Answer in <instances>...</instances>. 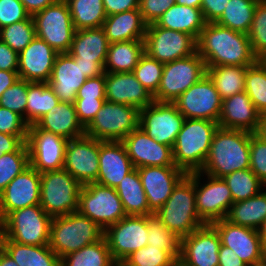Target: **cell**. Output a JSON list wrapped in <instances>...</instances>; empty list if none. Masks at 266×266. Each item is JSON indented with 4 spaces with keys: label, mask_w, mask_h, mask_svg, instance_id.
I'll return each mask as SVG.
<instances>
[{
    "label": "cell",
    "mask_w": 266,
    "mask_h": 266,
    "mask_svg": "<svg viewBox=\"0 0 266 266\" xmlns=\"http://www.w3.org/2000/svg\"><path fill=\"white\" fill-rule=\"evenodd\" d=\"M196 43L197 53L205 61L206 67H248L257 61L247 34L217 23H206Z\"/></svg>",
    "instance_id": "6da1fadb"
},
{
    "label": "cell",
    "mask_w": 266,
    "mask_h": 266,
    "mask_svg": "<svg viewBox=\"0 0 266 266\" xmlns=\"http://www.w3.org/2000/svg\"><path fill=\"white\" fill-rule=\"evenodd\" d=\"M250 168V132L218 127L201 174L216 178Z\"/></svg>",
    "instance_id": "7a4b0ae2"
},
{
    "label": "cell",
    "mask_w": 266,
    "mask_h": 266,
    "mask_svg": "<svg viewBox=\"0 0 266 266\" xmlns=\"http://www.w3.org/2000/svg\"><path fill=\"white\" fill-rule=\"evenodd\" d=\"M219 124L206 119H186L172 148L175 166L186 174L201 171Z\"/></svg>",
    "instance_id": "3957f363"
},
{
    "label": "cell",
    "mask_w": 266,
    "mask_h": 266,
    "mask_svg": "<svg viewBox=\"0 0 266 266\" xmlns=\"http://www.w3.org/2000/svg\"><path fill=\"white\" fill-rule=\"evenodd\" d=\"M195 192V183L186 174L173 188L165 204L154 213L180 239L205 225L196 211Z\"/></svg>",
    "instance_id": "277c9868"
},
{
    "label": "cell",
    "mask_w": 266,
    "mask_h": 266,
    "mask_svg": "<svg viewBox=\"0 0 266 266\" xmlns=\"http://www.w3.org/2000/svg\"><path fill=\"white\" fill-rule=\"evenodd\" d=\"M103 236L104 230L94 221L79 212H73L52 219L49 246L62 259L98 242Z\"/></svg>",
    "instance_id": "5b68a950"
},
{
    "label": "cell",
    "mask_w": 266,
    "mask_h": 266,
    "mask_svg": "<svg viewBox=\"0 0 266 266\" xmlns=\"http://www.w3.org/2000/svg\"><path fill=\"white\" fill-rule=\"evenodd\" d=\"M52 219L40 204L14 210L1 221V237L25 245H49Z\"/></svg>",
    "instance_id": "8992f818"
},
{
    "label": "cell",
    "mask_w": 266,
    "mask_h": 266,
    "mask_svg": "<svg viewBox=\"0 0 266 266\" xmlns=\"http://www.w3.org/2000/svg\"><path fill=\"white\" fill-rule=\"evenodd\" d=\"M82 185L65 169L41 173L40 206L52 218L79 209Z\"/></svg>",
    "instance_id": "52a82bcc"
},
{
    "label": "cell",
    "mask_w": 266,
    "mask_h": 266,
    "mask_svg": "<svg viewBox=\"0 0 266 266\" xmlns=\"http://www.w3.org/2000/svg\"><path fill=\"white\" fill-rule=\"evenodd\" d=\"M207 74L205 61L197 51L185 58L164 63L162 78L154 101L174 103L193 84Z\"/></svg>",
    "instance_id": "ba28073f"
},
{
    "label": "cell",
    "mask_w": 266,
    "mask_h": 266,
    "mask_svg": "<svg viewBox=\"0 0 266 266\" xmlns=\"http://www.w3.org/2000/svg\"><path fill=\"white\" fill-rule=\"evenodd\" d=\"M139 112L135 106L105 101L85 135L99 141H122L139 127Z\"/></svg>",
    "instance_id": "9c48e42d"
},
{
    "label": "cell",
    "mask_w": 266,
    "mask_h": 266,
    "mask_svg": "<svg viewBox=\"0 0 266 266\" xmlns=\"http://www.w3.org/2000/svg\"><path fill=\"white\" fill-rule=\"evenodd\" d=\"M78 212L103 230L127 216L116 189L96 182L82 186Z\"/></svg>",
    "instance_id": "30bf717a"
},
{
    "label": "cell",
    "mask_w": 266,
    "mask_h": 266,
    "mask_svg": "<svg viewBox=\"0 0 266 266\" xmlns=\"http://www.w3.org/2000/svg\"><path fill=\"white\" fill-rule=\"evenodd\" d=\"M36 36L44 40L58 53H68L75 28L68 4L58 0L33 16Z\"/></svg>",
    "instance_id": "8fae6325"
},
{
    "label": "cell",
    "mask_w": 266,
    "mask_h": 266,
    "mask_svg": "<svg viewBox=\"0 0 266 266\" xmlns=\"http://www.w3.org/2000/svg\"><path fill=\"white\" fill-rule=\"evenodd\" d=\"M144 51L151 58L168 63L194 54L197 43L189 34L152 23L146 27Z\"/></svg>",
    "instance_id": "7c38bea8"
},
{
    "label": "cell",
    "mask_w": 266,
    "mask_h": 266,
    "mask_svg": "<svg viewBox=\"0 0 266 266\" xmlns=\"http://www.w3.org/2000/svg\"><path fill=\"white\" fill-rule=\"evenodd\" d=\"M185 117L174 103L153 101L140 109L139 127L160 144L173 148Z\"/></svg>",
    "instance_id": "4fadbf2b"
},
{
    "label": "cell",
    "mask_w": 266,
    "mask_h": 266,
    "mask_svg": "<svg viewBox=\"0 0 266 266\" xmlns=\"http://www.w3.org/2000/svg\"><path fill=\"white\" fill-rule=\"evenodd\" d=\"M187 175L195 183L196 211L200 219L205 224L224 219L233 204L232 193L224 179L205 174L209 181H206L205 185H200V171Z\"/></svg>",
    "instance_id": "5bb4252c"
},
{
    "label": "cell",
    "mask_w": 266,
    "mask_h": 266,
    "mask_svg": "<svg viewBox=\"0 0 266 266\" xmlns=\"http://www.w3.org/2000/svg\"><path fill=\"white\" fill-rule=\"evenodd\" d=\"M67 142L65 137L40 129L36 124L29 125L26 145L30 166L39 173L63 169Z\"/></svg>",
    "instance_id": "9a60e30c"
},
{
    "label": "cell",
    "mask_w": 266,
    "mask_h": 266,
    "mask_svg": "<svg viewBox=\"0 0 266 266\" xmlns=\"http://www.w3.org/2000/svg\"><path fill=\"white\" fill-rule=\"evenodd\" d=\"M186 119H206L218 123L222 100L212 79L206 74L174 102Z\"/></svg>",
    "instance_id": "2e32d148"
},
{
    "label": "cell",
    "mask_w": 266,
    "mask_h": 266,
    "mask_svg": "<svg viewBox=\"0 0 266 266\" xmlns=\"http://www.w3.org/2000/svg\"><path fill=\"white\" fill-rule=\"evenodd\" d=\"M147 216L127 215L104 230V238L114 261L125 259L147 245Z\"/></svg>",
    "instance_id": "e0dca14e"
},
{
    "label": "cell",
    "mask_w": 266,
    "mask_h": 266,
    "mask_svg": "<svg viewBox=\"0 0 266 266\" xmlns=\"http://www.w3.org/2000/svg\"><path fill=\"white\" fill-rule=\"evenodd\" d=\"M221 239L212 224H205L181 239L178 266H218Z\"/></svg>",
    "instance_id": "ac0fdd59"
},
{
    "label": "cell",
    "mask_w": 266,
    "mask_h": 266,
    "mask_svg": "<svg viewBox=\"0 0 266 266\" xmlns=\"http://www.w3.org/2000/svg\"><path fill=\"white\" fill-rule=\"evenodd\" d=\"M63 169L82 186L95 183L99 173V140L86 135L68 140Z\"/></svg>",
    "instance_id": "d6986e66"
},
{
    "label": "cell",
    "mask_w": 266,
    "mask_h": 266,
    "mask_svg": "<svg viewBox=\"0 0 266 266\" xmlns=\"http://www.w3.org/2000/svg\"><path fill=\"white\" fill-rule=\"evenodd\" d=\"M41 173L29 166L0 193V221L10 212L40 204Z\"/></svg>",
    "instance_id": "ffe728a7"
},
{
    "label": "cell",
    "mask_w": 266,
    "mask_h": 266,
    "mask_svg": "<svg viewBox=\"0 0 266 266\" xmlns=\"http://www.w3.org/2000/svg\"><path fill=\"white\" fill-rule=\"evenodd\" d=\"M212 225L219 233L221 244L231 248L246 264L264 258V246L259 230L233 224L225 218L213 222Z\"/></svg>",
    "instance_id": "44dd1931"
},
{
    "label": "cell",
    "mask_w": 266,
    "mask_h": 266,
    "mask_svg": "<svg viewBox=\"0 0 266 266\" xmlns=\"http://www.w3.org/2000/svg\"><path fill=\"white\" fill-rule=\"evenodd\" d=\"M147 197L149 210L154 214L170 197L173 188L186 175L176 166H146L137 168Z\"/></svg>",
    "instance_id": "7402d4cb"
},
{
    "label": "cell",
    "mask_w": 266,
    "mask_h": 266,
    "mask_svg": "<svg viewBox=\"0 0 266 266\" xmlns=\"http://www.w3.org/2000/svg\"><path fill=\"white\" fill-rule=\"evenodd\" d=\"M134 168L146 166H175L172 147L148 136L140 127L121 141Z\"/></svg>",
    "instance_id": "603a6c76"
},
{
    "label": "cell",
    "mask_w": 266,
    "mask_h": 266,
    "mask_svg": "<svg viewBox=\"0 0 266 266\" xmlns=\"http://www.w3.org/2000/svg\"><path fill=\"white\" fill-rule=\"evenodd\" d=\"M58 52L44 40L35 36L19 53L18 74L20 79L29 82L48 83Z\"/></svg>",
    "instance_id": "cb8c5ba5"
},
{
    "label": "cell",
    "mask_w": 266,
    "mask_h": 266,
    "mask_svg": "<svg viewBox=\"0 0 266 266\" xmlns=\"http://www.w3.org/2000/svg\"><path fill=\"white\" fill-rule=\"evenodd\" d=\"M105 84L108 102L135 106L140 110L154 101L133 72L105 73Z\"/></svg>",
    "instance_id": "d4e9b609"
},
{
    "label": "cell",
    "mask_w": 266,
    "mask_h": 266,
    "mask_svg": "<svg viewBox=\"0 0 266 266\" xmlns=\"http://www.w3.org/2000/svg\"><path fill=\"white\" fill-rule=\"evenodd\" d=\"M133 169L121 141H99V173L96 183L116 188Z\"/></svg>",
    "instance_id": "484cf974"
},
{
    "label": "cell",
    "mask_w": 266,
    "mask_h": 266,
    "mask_svg": "<svg viewBox=\"0 0 266 266\" xmlns=\"http://www.w3.org/2000/svg\"><path fill=\"white\" fill-rule=\"evenodd\" d=\"M86 80L82 68L69 53L57 54L48 84L60 102L74 103L77 91Z\"/></svg>",
    "instance_id": "4316f807"
},
{
    "label": "cell",
    "mask_w": 266,
    "mask_h": 266,
    "mask_svg": "<svg viewBox=\"0 0 266 266\" xmlns=\"http://www.w3.org/2000/svg\"><path fill=\"white\" fill-rule=\"evenodd\" d=\"M261 114L245 91L222 100L219 127L256 133Z\"/></svg>",
    "instance_id": "83f0119b"
},
{
    "label": "cell",
    "mask_w": 266,
    "mask_h": 266,
    "mask_svg": "<svg viewBox=\"0 0 266 266\" xmlns=\"http://www.w3.org/2000/svg\"><path fill=\"white\" fill-rule=\"evenodd\" d=\"M109 41L102 27L75 30L69 54L75 62L105 64Z\"/></svg>",
    "instance_id": "f1b7e54d"
},
{
    "label": "cell",
    "mask_w": 266,
    "mask_h": 266,
    "mask_svg": "<svg viewBox=\"0 0 266 266\" xmlns=\"http://www.w3.org/2000/svg\"><path fill=\"white\" fill-rule=\"evenodd\" d=\"M36 125L45 131L66 139H76L85 135V128L79 122L74 103L60 102L45 114Z\"/></svg>",
    "instance_id": "f546056e"
},
{
    "label": "cell",
    "mask_w": 266,
    "mask_h": 266,
    "mask_svg": "<svg viewBox=\"0 0 266 266\" xmlns=\"http://www.w3.org/2000/svg\"><path fill=\"white\" fill-rule=\"evenodd\" d=\"M146 27L139 9L109 15L102 25L109 43L144 40Z\"/></svg>",
    "instance_id": "4dcf8cb0"
},
{
    "label": "cell",
    "mask_w": 266,
    "mask_h": 266,
    "mask_svg": "<svg viewBox=\"0 0 266 266\" xmlns=\"http://www.w3.org/2000/svg\"><path fill=\"white\" fill-rule=\"evenodd\" d=\"M155 24L189 34L197 41L206 21L200 8L175 3L157 19Z\"/></svg>",
    "instance_id": "1f68e13d"
},
{
    "label": "cell",
    "mask_w": 266,
    "mask_h": 266,
    "mask_svg": "<svg viewBox=\"0 0 266 266\" xmlns=\"http://www.w3.org/2000/svg\"><path fill=\"white\" fill-rule=\"evenodd\" d=\"M0 246L18 266H61V259L49 245H25L0 237Z\"/></svg>",
    "instance_id": "d6a6232c"
},
{
    "label": "cell",
    "mask_w": 266,
    "mask_h": 266,
    "mask_svg": "<svg viewBox=\"0 0 266 266\" xmlns=\"http://www.w3.org/2000/svg\"><path fill=\"white\" fill-rule=\"evenodd\" d=\"M144 53V40L110 43L104 64V72H133Z\"/></svg>",
    "instance_id": "836d02e7"
},
{
    "label": "cell",
    "mask_w": 266,
    "mask_h": 266,
    "mask_svg": "<svg viewBox=\"0 0 266 266\" xmlns=\"http://www.w3.org/2000/svg\"><path fill=\"white\" fill-rule=\"evenodd\" d=\"M233 203L225 217L233 224L259 230L266 219V191Z\"/></svg>",
    "instance_id": "e575fe53"
},
{
    "label": "cell",
    "mask_w": 266,
    "mask_h": 266,
    "mask_svg": "<svg viewBox=\"0 0 266 266\" xmlns=\"http://www.w3.org/2000/svg\"><path fill=\"white\" fill-rule=\"evenodd\" d=\"M115 189L127 215H153L149 210L147 197L137 168L128 173Z\"/></svg>",
    "instance_id": "d590c367"
},
{
    "label": "cell",
    "mask_w": 266,
    "mask_h": 266,
    "mask_svg": "<svg viewBox=\"0 0 266 266\" xmlns=\"http://www.w3.org/2000/svg\"><path fill=\"white\" fill-rule=\"evenodd\" d=\"M26 123L36 124L60 101L46 82H30L27 91Z\"/></svg>",
    "instance_id": "8d00e7d4"
},
{
    "label": "cell",
    "mask_w": 266,
    "mask_h": 266,
    "mask_svg": "<svg viewBox=\"0 0 266 266\" xmlns=\"http://www.w3.org/2000/svg\"><path fill=\"white\" fill-rule=\"evenodd\" d=\"M206 68L207 74L214 82L221 100L245 90L247 67L213 66Z\"/></svg>",
    "instance_id": "74e56055"
},
{
    "label": "cell",
    "mask_w": 266,
    "mask_h": 266,
    "mask_svg": "<svg viewBox=\"0 0 266 266\" xmlns=\"http://www.w3.org/2000/svg\"><path fill=\"white\" fill-rule=\"evenodd\" d=\"M75 30L102 27L107 18L103 0H65Z\"/></svg>",
    "instance_id": "f35d334b"
},
{
    "label": "cell",
    "mask_w": 266,
    "mask_h": 266,
    "mask_svg": "<svg viewBox=\"0 0 266 266\" xmlns=\"http://www.w3.org/2000/svg\"><path fill=\"white\" fill-rule=\"evenodd\" d=\"M257 4L258 0H230L221 17L215 23L247 34L250 30Z\"/></svg>",
    "instance_id": "ab89813d"
},
{
    "label": "cell",
    "mask_w": 266,
    "mask_h": 266,
    "mask_svg": "<svg viewBox=\"0 0 266 266\" xmlns=\"http://www.w3.org/2000/svg\"><path fill=\"white\" fill-rule=\"evenodd\" d=\"M109 247L103 237L96 243L85 246L61 259V266H113Z\"/></svg>",
    "instance_id": "60d3db41"
},
{
    "label": "cell",
    "mask_w": 266,
    "mask_h": 266,
    "mask_svg": "<svg viewBox=\"0 0 266 266\" xmlns=\"http://www.w3.org/2000/svg\"><path fill=\"white\" fill-rule=\"evenodd\" d=\"M148 245L167 252L177 263L180 257L181 239L171 232L156 215L147 216Z\"/></svg>",
    "instance_id": "b9f144b4"
},
{
    "label": "cell",
    "mask_w": 266,
    "mask_h": 266,
    "mask_svg": "<svg viewBox=\"0 0 266 266\" xmlns=\"http://www.w3.org/2000/svg\"><path fill=\"white\" fill-rule=\"evenodd\" d=\"M223 179L232 193L233 203L253 197L265 186L250 168L234 171Z\"/></svg>",
    "instance_id": "7bdbcfd3"
},
{
    "label": "cell",
    "mask_w": 266,
    "mask_h": 266,
    "mask_svg": "<svg viewBox=\"0 0 266 266\" xmlns=\"http://www.w3.org/2000/svg\"><path fill=\"white\" fill-rule=\"evenodd\" d=\"M30 166L26 142L16 151L0 155V193L26 168Z\"/></svg>",
    "instance_id": "ee69618b"
},
{
    "label": "cell",
    "mask_w": 266,
    "mask_h": 266,
    "mask_svg": "<svg viewBox=\"0 0 266 266\" xmlns=\"http://www.w3.org/2000/svg\"><path fill=\"white\" fill-rule=\"evenodd\" d=\"M244 91L256 110L261 115L266 114V69L257 61L247 67Z\"/></svg>",
    "instance_id": "f6af8a7d"
},
{
    "label": "cell",
    "mask_w": 266,
    "mask_h": 266,
    "mask_svg": "<svg viewBox=\"0 0 266 266\" xmlns=\"http://www.w3.org/2000/svg\"><path fill=\"white\" fill-rule=\"evenodd\" d=\"M36 36L33 17L10 24L0 29V40L18 54L32 42Z\"/></svg>",
    "instance_id": "bcb514c9"
},
{
    "label": "cell",
    "mask_w": 266,
    "mask_h": 266,
    "mask_svg": "<svg viewBox=\"0 0 266 266\" xmlns=\"http://www.w3.org/2000/svg\"><path fill=\"white\" fill-rule=\"evenodd\" d=\"M164 63L151 58L144 53L134 68V75L142 86L154 96L157 93L162 78Z\"/></svg>",
    "instance_id": "7dc6e473"
},
{
    "label": "cell",
    "mask_w": 266,
    "mask_h": 266,
    "mask_svg": "<svg viewBox=\"0 0 266 266\" xmlns=\"http://www.w3.org/2000/svg\"><path fill=\"white\" fill-rule=\"evenodd\" d=\"M256 58L266 52V0H258L250 30L247 33Z\"/></svg>",
    "instance_id": "c3c4849f"
},
{
    "label": "cell",
    "mask_w": 266,
    "mask_h": 266,
    "mask_svg": "<svg viewBox=\"0 0 266 266\" xmlns=\"http://www.w3.org/2000/svg\"><path fill=\"white\" fill-rule=\"evenodd\" d=\"M135 266H178V263L165 251L146 245L125 258Z\"/></svg>",
    "instance_id": "681fc988"
},
{
    "label": "cell",
    "mask_w": 266,
    "mask_h": 266,
    "mask_svg": "<svg viewBox=\"0 0 266 266\" xmlns=\"http://www.w3.org/2000/svg\"><path fill=\"white\" fill-rule=\"evenodd\" d=\"M29 81L19 79L0 97V106L21 115L26 122V106L28 102Z\"/></svg>",
    "instance_id": "f907efd6"
},
{
    "label": "cell",
    "mask_w": 266,
    "mask_h": 266,
    "mask_svg": "<svg viewBox=\"0 0 266 266\" xmlns=\"http://www.w3.org/2000/svg\"><path fill=\"white\" fill-rule=\"evenodd\" d=\"M250 169L266 186V141L250 133Z\"/></svg>",
    "instance_id": "816d5d0a"
},
{
    "label": "cell",
    "mask_w": 266,
    "mask_h": 266,
    "mask_svg": "<svg viewBox=\"0 0 266 266\" xmlns=\"http://www.w3.org/2000/svg\"><path fill=\"white\" fill-rule=\"evenodd\" d=\"M30 16L20 0H0V29Z\"/></svg>",
    "instance_id": "f5cc1de1"
},
{
    "label": "cell",
    "mask_w": 266,
    "mask_h": 266,
    "mask_svg": "<svg viewBox=\"0 0 266 266\" xmlns=\"http://www.w3.org/2000/svg\"><path fill=\"white\" fill-rule=\"evenodd\" d=\"M29 125L16 112L0 106V132L10 135H27Z\"/></svg>",
    "instance_id": "db71d44e"
},
{
    "label": "cell",
    "mask_w": 266,
    "mask_h": 266,
    "mask_svg": "<svg viewBox=\"0 0 266 266\" xmlns=\"http://www.w3.org/2000/svg\"><path fill=\"white\" fill-rule=\"evenodd\" d=\"M106 98L76 99L74 104L79 122L86 128L100 111Z\"/></svg>",
    "instance_id": "11a10c76"
},
{
    "label": "cell",
    "mask_w": 266,
    "mask_h": 266,
    "mask_svg": "<svg viewBox=\"0 0 266 266\" xmlns=\"http://www.w3.org/2000/svg\"><path fill=\"white\" fill-rule=\"evenodd\" d=\"M174 4L175 0H139V10L142 19L149 25L155 23Z\"/></svg>",
    "instance_id": "9f6ffc18"
},
{
    "label": "cell",
    "mask_w": 266,
    "mask_h": 266,
    "mask_svg": "<svg viewBox=\"0 0 266 266\" xmlns=\"http://www.w3.org/2000/svg\"><path fill=\"white\" fill-rule=\"evenodd\" d=\"M105 72L102 75L88 78L77 91L76 99L105 98Z\"/></svg>",
    "instance_id": "6f0895ef"
},
{
    "label": "cell",
    "mask_w": 266,
    "mask_h": 266,
    "mask_svg": "<svg viewBox=\"0 0 266 266\" xmlns=\"http://www.w3.org/2000/svg\"><path fill=\"white\" fill-rule=\"evenodd\" d=\"M230 0H201V10L206 23H215Z\"/></svg>",
    "instance_id": "680465c9"
},
{
    "label": "cell",
    "mask_w": 266,
    "mask_h": 266,
    "mask_svg": "<svg viewBox=\"0 0 266 266\" xmlns=\"http://www.w3.org/2000/svg\"><path fill=\"white\" fill-rule=\"evenodd\" d=\"M19 54L0 40V70L18 72Z\"/></svg>",
    "instance_id": "91938a15"
},
{
    "label": "cell",
    "mask_w": 266,
    "mask_h": 266,
    "mask_svg": "<svg viewBox=\"0 0 266 266\" xmlns=\"http://www.w3.org/2000/svg\"><path fill=\"white\" fill-rule=\"evenodd\" d=\"M106 15L139 9V0H103Z\"/></svg>",
    "instance_id": "94428289"
},
{
    "label": "cell",
    "mask_w": 266,
    "mask_h": 266,
    "mask_svg": "<svg viewBox=\"0 0 266 266\" xmlns=\"http://www.w3.org/2000/svg\"><path fill=\"white\" fill-rule=\"evenodd\" d=\"M27 135H10L0 132V155L16 151L24 142Z\"/></svg>",
    "instance_id": "6125c7cd"
},
{
    "label": "cell",
    "mask_w": 266,
    "mask_h": 266,
    "mask_svg": "<svg viewBox=\"0 0 266 266\" xmlns=\"http://www.w3.org/2000/svg\"><path fill=\"white\" fill-rule=\"evenodd\" d=\"M219 265L218 266H246L237 254L229 247L220 245L219 247Z\"/></svg>",
    "instance_id": "be15d7a7"
},
{
    "label": "cell",
    "mask_w": 266,
    "mask_h": 266,
    "mask_svg": "<svg viewBox=\"0 0 266 266\" xmlns=\"http://www.w3.org/2000/svg\"><path fill=\"white\" fill-rule=\"evenodd\" d=\"M26 11L33 16L35 13L45 9L47 6L54 4L58 0H20Z\"/></svg>",
    "instance_id": "e7e4bbea"
},
{
    "label": "cell",
    "mask_w": 266,
    "mask_h": 266,
    "mask_svg": "<svg viewBox=\"0 0 266 266\" xmlns=\"http://www.w3.org/2000/svg\"><path fill=\"white\" fill-rule=\"evenodd\" d=\"M19 79L20 78L18 72L0 70V97L9 87H11Z\"/></svg>",
    "instance_id": "03108f58"
},
{
    "label": "cell",
    "mask_w": 266,
    "mask_h": 266,
    "mask_svg": "<svg viewBox=\"0 0 266 266\" xmlns=\"http://www.w3.org/2000/svg\"><path fill=\"white\" fill-rule=\"evenodd\" d=\"M75 64L80 65L83 75H85L87 79L104 73V67L100 63L75 62Z\"/></svg>",
    "instance_id": "003e7915"
},
{
    "label": "cell",
    "mask_w": 266,
    "mask_h": 266,
    "mask_svg": "<svg viewBox=\"0 0 266 266\" xmlns=\"http://www.w3.org/2000/svg\"><path fill=\"white\" fill-rule=\"evenodd\" d=\"M0 266H18L12 257L0 246Z\"/></svg>",
    "instance_id": "a7ac6f4b"
},
{
    "label": "cell",
    "mask_w": 266,
    "mask_h": 266,
    "mask_svg": "<svg viewBox=\"0 0 266 266\" xmlns=\"http://www.w3.org/2000/svg\"><path fill=\"white\" fill-rule=\"evenodd\" d=\"M256 134L266 141V114H262L259 118V126Z\"/></svg>",
    "instance_id": "89a4df30"
},
{
    "label": "cell",
    "mask_w": 266,
    "mask_h": 266,
    "mask_svg": "<svg viewBox=\"0 0 266 266\" xmlns=\"http://www.w3.org/2000/svg\"><path fill=\"white\" fill-rule=\"evenodd\" d=\"M175 3L201 9V0H175Z\"/></svg>",
    "instance_id": "2644e50d"
},
{
    "label": "cell",
    "mask_w": 266,
    "mask_h": 266,
    "mask_svg": "<svg viewBox=\"0 0 266 266\" xmlns=\"http://www.w3.org/2000/svg\"><path fill=\"white\" fill-rule=\"evenodd\" d=\"M260 238L262 241L263 246H266V219L263 222L262 226L259 229Z\"/></svg>",
    "instance_id": "8c879c8a"
},
{
    "label": "cell",
    "mask_w": 266,
    "mask_h": 266,
    "mask_svg": "<svg viewBox=\"0 0 266 266\" xmlns=\"http://www.w3.org/2000/svg\"><path fill=\"white\" fill-rule=\"evenodd\" d=\"M113 266H135L128 262L126 259H120L113 262Z\"/></svg>",
    "instance_id": "753ad0ef"
},
{
    "label": "cell",
    "mask_w": 266,
    "mask_h": 266,
    "mask_svg": "<svg viewBox=\"0 0 266 266\" xmlns=\"http://www.w3.org/2000/svg\"><path fill=\"white\" fill-rule=\"evenodd\" d=\"M257 62H259L266 69V52L257 58Z\"/></svg>",
    "instance_id": "34e18365"
},
{
    "label": "cell",
    "mask_w": 266,
    "mask_h": 266,
    "mask_svg": "<svg viewBox=\"0 0 266 266\" xmlns=\"http://www.w3.org/2000/svg\"><path fill=\"white\" fill-rule=\"evenodd\" d=\"M246 266H266V260L263 258L261 261L251 264H246Z\"/></svg>",
    "instance_id": "11e5206c"
},
{
    "label": "cell",
    "mask_w": 266,
    "mask_h": 266,
    "mask_svg": "<svg viewBox=\"0 0 266 266\" xmlns=\"http://www.w3.org/2000/svg\"><path fill=\"white\" fill-rule=\"evenodd\" d=\"M264 259L266 260V246L264 247Z\"/></svg>",
    "instance_id": "2a66077c"
},
{
    "label": "cell",
    "mask_w": 266,
    "mask_h": 266,
    "mask_svg": "<svg viewBox=\"0 0 266 266\" xmlns=\"http://www.w3.org/2000/svg\"><path fill=\"white\" fill-rule=\"evenodd\" d=\"M0 237H1V221H0Z\"/></svg>",
    "instance_id": "b9fcfbb0"
}]
</instances>
